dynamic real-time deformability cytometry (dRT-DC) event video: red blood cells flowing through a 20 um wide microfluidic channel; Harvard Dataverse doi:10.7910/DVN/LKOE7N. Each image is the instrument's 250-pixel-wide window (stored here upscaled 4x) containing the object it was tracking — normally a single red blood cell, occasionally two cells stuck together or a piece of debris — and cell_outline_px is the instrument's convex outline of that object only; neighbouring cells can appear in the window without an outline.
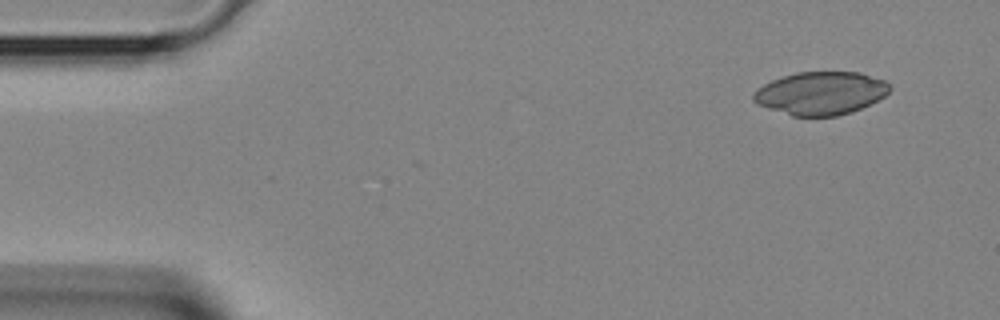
{"species": "Egyptian fruit bat (a non-hibernating species)", "species_latin": "Rousettus aegyptiacus", "temperature_condition": "room temperature", "stored_images_in_passage": 3, "camera_frame_rate_fps": 3000, "um_per_image_px": 0.085, "animal": {"sex": "female"}, "frame": {"image": 1, "passage_image": 1, "time_ms": 0.0, "image_size_px": [1000, 320], "cell_outline_px": [[892, 88], [884, 96], [852, 112], [836, 116], [792, 116], [756, 104], [752, 100], [752, 96], [756, 88], [772, 80], [796, 72], [860, 72], [884, 80], [892, 84]], "centroid_in_image_um": [69.75, 7.92], "position_along_channel_um": 15.3, "area_um2": 34.22}}